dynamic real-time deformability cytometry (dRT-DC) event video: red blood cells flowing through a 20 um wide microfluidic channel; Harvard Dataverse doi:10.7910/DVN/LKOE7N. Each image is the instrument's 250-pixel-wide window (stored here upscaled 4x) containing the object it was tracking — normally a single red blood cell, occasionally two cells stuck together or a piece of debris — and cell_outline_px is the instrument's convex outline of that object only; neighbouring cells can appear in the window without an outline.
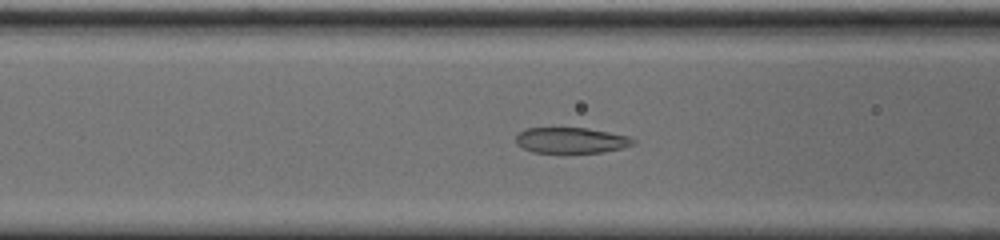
{"species": "common noctule bat (a hibernating species)", "species_latin": "Nyctalus noctula", "temperature_condition": "cold", "stored_images_in_passage": 5, "camera_frame_rate_fps": 3000, "um_per_image_px": 0.085, "animal": {"sex": "male", "body_mass_g": 20.0, "forearm_length_mm": 53.3}, "frame": {"image": 1, "passage_image": 5, "time_ms": 1.333, "image_size_px": [1000, 240], "cell_outline_px": [[636, 140], [632, 144], [620, 148], [604, 152], [532, 152], [516, 144], [516, 136], [524, 128], [588, 128], [628, 136]], "centroid_in_image_um": [48.51, 11.92], "position_along_channel_um": 118.1, "area_um2": 17.34}}